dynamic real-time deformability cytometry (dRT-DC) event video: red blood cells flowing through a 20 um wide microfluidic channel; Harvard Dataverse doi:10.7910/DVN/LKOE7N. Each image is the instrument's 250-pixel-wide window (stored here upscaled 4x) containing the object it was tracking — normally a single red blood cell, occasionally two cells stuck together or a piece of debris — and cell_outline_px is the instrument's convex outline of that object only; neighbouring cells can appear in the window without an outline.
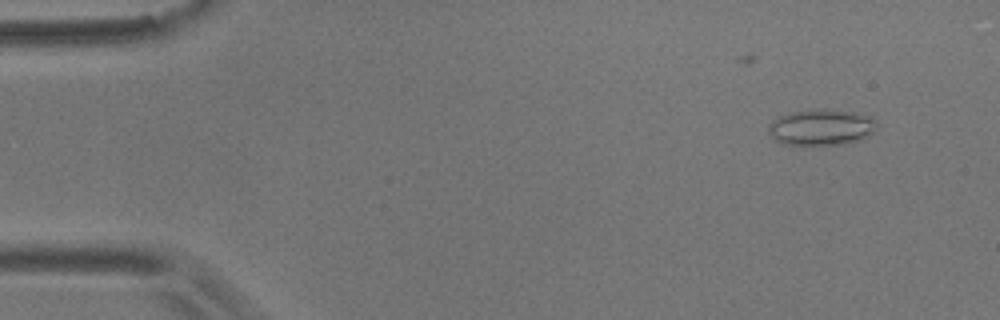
{"species": "common noctule bat (a hibernating species)", "species_latin": "Nyctalus noctula", "temperature_condition": "room temperature", "stored_images_in_passage": 3, "camera_frame_rate_fps": 3000, "um_per_image_px": 0.085, "animal": {"sex": "male", "body_mass_g": 17.9}, "frame": {"image": 1, "passage_image": 1, "time_ms": 0.0, "image_size_px": [1000, 320], "cell_outline_px": [[876, 128], [868, 136], [860, 140], [844, 144], [784, 144], [776, 140], [768, 132], [768, 124], [772, 120], [788, 112], [828, 108], [856, 112], [872, 116], [876, 120]], "centroid_in_image_um": [69.83, 10.79], "position_along_channel_um": 15.2, "area_um2": 22.95}}